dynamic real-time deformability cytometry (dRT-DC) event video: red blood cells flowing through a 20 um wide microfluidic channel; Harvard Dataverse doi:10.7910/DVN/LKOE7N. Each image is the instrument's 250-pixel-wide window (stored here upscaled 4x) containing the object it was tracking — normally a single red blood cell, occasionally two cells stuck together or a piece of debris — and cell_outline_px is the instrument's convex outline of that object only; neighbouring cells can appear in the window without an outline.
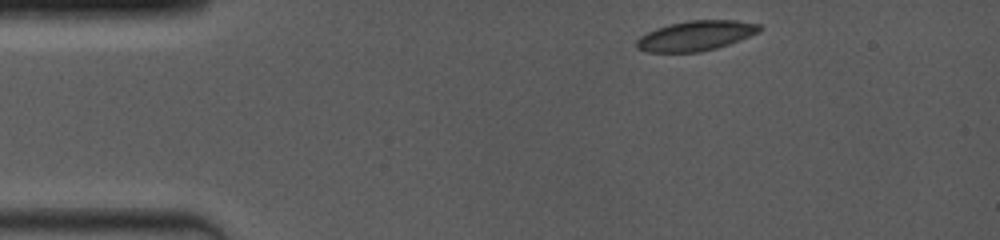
{"species": "common noctule bat (a hibernating species)", "species_latin": "Nyctalus noctula", "temperature_condition": "room temperature", "stored_images_in_passage": 39, "camera_frame_rate_fps": 4000, "um_per_image_px": 0.085, "animal": {"sex": "female", "body_mass_g": 19.0, "forearm_length_mm": 53.3}, "frame": {"image": 1, "passage_image": 1, "time_ms": 0.0, "image_size_px": [1000, 240], "cell_outline_px": [[764, 28], [760, 32], [740, 40], [716, 48], [700, 52], [648, 52], [636, 48], [636, 40], [640, 36], [656, 28], [668, 24], [688, 20], [736, 20], [760, 24]], "centroid_in_image_um": [59.16, 3.03], "position_along_channel_um": 25.8, "area_um2": 21.62}}
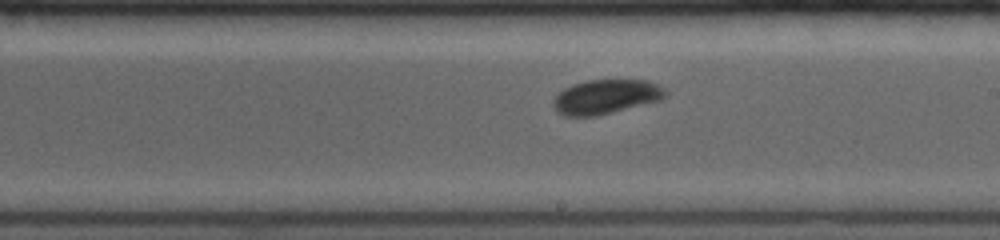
{"frame": {"image": 2, "passage_image": 17, "time_ms": 7.0, "image_size_px": [1000, 240], "cell_outline_px": [[668, 96], [660, 100], [596, 116], [564, 116], [556, 112], [552, 104], [552, 100], [564, 88], [572, 84], [588, 80], [648, 80], [664, 88], [668, 92]], "centroid_in_image_um": [51.49, 8.22], "position_along_channel_um": 237.5, "area_um2": 22.54}}
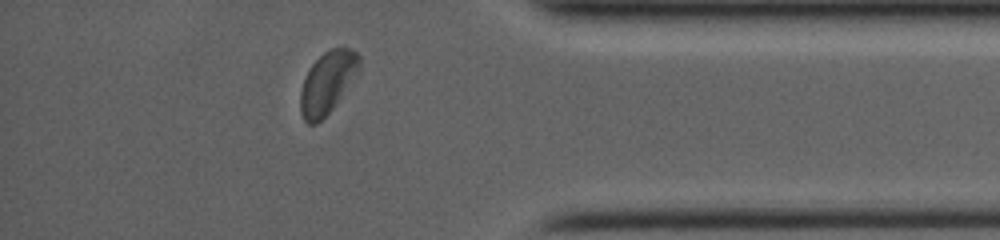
{"frame": {"image": 3, "passage_image": 34, "time_ms": 11.5, "image_size_px": [1000, 240], "cell_outline_px": [[360, 72], [332, 108], [316, 124], [308, 124], [304, 120], [300, 112], [300, 92], [304, 80], [312, 64], [324, 52], [332, 48], [352, 48], [360, 56]], "centroid_in_image_um": [27.86, 7.0], "position_along_channel_um": 407.3, "area_um2": 21.15}, "authors_computed_cell_mechanics": {"area_um2": 22.253, "velocity_mm_per_s": 4.0024, "shape_relaxation_time_tau1_ms": 2.4319, "shape_relaxation_time_tau2_ms": 2.0443, "deformation_change_tau1": 0.0734, "deformation_change_tau2": 0.0364}}